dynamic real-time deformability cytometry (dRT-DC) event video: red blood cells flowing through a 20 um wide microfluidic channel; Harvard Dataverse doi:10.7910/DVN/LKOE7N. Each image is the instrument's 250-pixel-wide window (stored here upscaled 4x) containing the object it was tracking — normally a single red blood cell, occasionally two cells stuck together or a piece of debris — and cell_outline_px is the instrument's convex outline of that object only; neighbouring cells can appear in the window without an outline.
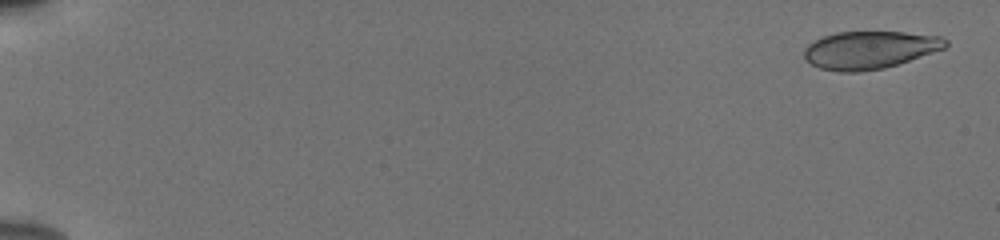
{"species": "human", "species_latin": "Homo sapiens", "temperature_condition": "cold", "stored_images_in_passage": 55, "camera_frame_rate_fps": 3000, "um_per_image_px": 0.085, "donor": {"sex": "male"}, "frame": {"image": 1, "passage_image": 2, "time_ms": 0.333, "image_size_px": [1000, 240], "cell_outline_px": [[948, 44], [944, 48], [884, 68], [860, 72], [840, 72], [820, 68], [804, 60], [804, 48], [808, 44], [824, 36], [836, 32], [904, 32], [940, 36], [948, 40]], "centroid_in_image_um": [73.88, 4.24], "position_along_channel_um": 11.1, "area_um2": 30.87}}
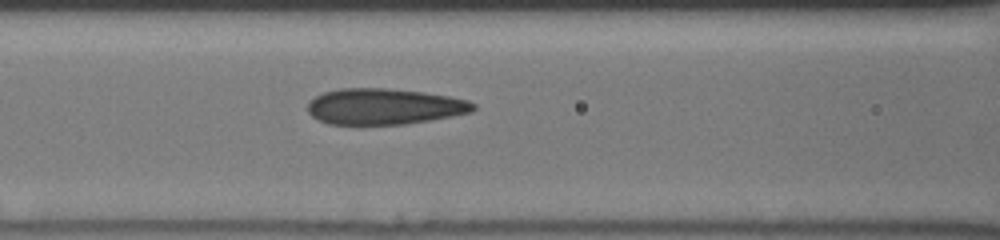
{"frame": {"image": 2, "passage_image": 26, "time_ms": 8.333, "image_size_px": [1000, 240], "cell_outline_px": [[476, 108], [472, 112], [452, 116], [404, 124], [328, 124], [312, 116], [308, 112], [308, 104], [316, 96], [324, 92], [340, 88], [388, 88], [424, 92], [448, 96], [468, 100], [476, 104]], "centroid_in_image_um": [32.68, 9.04], "position_along_channel_um": 133.9, "area_um2": 34.62}}
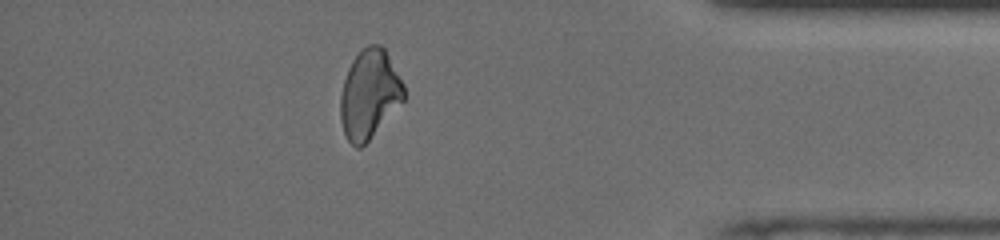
{"frame": {"image": 3, "passage_image": 49, "time_ms": 16.0, "image_size_px": [1000, 240], "cell_outline_px": [[404, 100], [368, 140], [360, 148], [356, 148], [348, 140], [344, 132], [340, 120], [340, 96], [344, 80], [348, 68], [352, 60], [368, 44], [380, 44], [384, 48], [404, 84]], "centroid_in_image_um": [31.38, 8.0], "position_along_channel_um": 403.8, "area_um2": 32.48}, "authors_computed_cell_mechanics": {"area_um2": 33.7552, "velocity_mm_per_s": 3.8705, "shape_relaxation_time_tau1_ms": null, "shape_relaxation_time_tau2_ms": 2.1462, "deformation_change_tau1": null, "deformation_change_tau2": 0.0818}}